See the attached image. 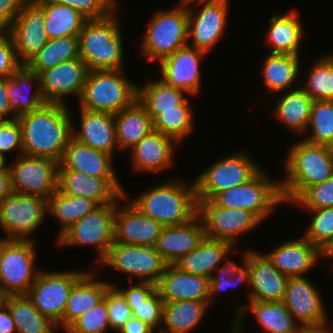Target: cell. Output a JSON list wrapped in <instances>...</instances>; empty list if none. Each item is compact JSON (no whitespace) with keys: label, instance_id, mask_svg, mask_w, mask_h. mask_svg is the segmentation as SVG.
Masks as SVG:
<instances>
[{"label":"cell","instance_id":"obj_1","mask_svg":"<svg viewBox=\"0 0 333 333\" xmlns=\"http://www.w3.org/2000/svg\"><path fill=\"white\" fill-rule=\"evenodd\" d=\"M68 105L46 103L17 117L22 129L23 154L60 162L72 137V116Z\"/></svg>","mask_w":333,"mask_h":333},{"label":"cell","instance_id":"obj_2","mask_svg":"<svg viewBox=\"0 0 333 333\" xmlns=\"http://www.w3.org/2000/svg\"><path fill=\"white\" fill-rule=\"evenodd\" d=\"M284 161L285 178L280 180L285 203H292L307 187L333 176V151L330 146L294 142Z\"/></svg>","mask_w":333,"mask_h":333},{"label":"cell","instance_id":"obj_3","mask_svg":"<svg viewBox=\"0 0 333 333\" xmlns=\"http://www.w3.org/2000/svg\"><path fill=\"white\" fill-rule=\"evenodd\" d=\"M112 12L99 20H87L78 35L79 56L88 73L124 70V51L120 22Z\"/></svg>","mask_w":333,"mask_h":333},{"label":"cell","instance_id":"obj_4","mask_svg":"<svg viewBox=\"0 0 333 333\" xmlns=\"http://www.w3.org/2000/svg\"><path fill=\"white\" fill-rule=\"evenodd\" d=\"M170 179L130 200L145 215L163 226L181 225L197 215L194 182Z\"/></svg>","mask_w":333,"mask_h":333},{"label":"cell","instance_id":"obj_5","mask_svg":"<svg viewBox=\"0 0 333 333\" xmlns=\"http://www.w3.org/2000/svg\"><path fill=\"white\" fill-rule=\"evenodd\" d=\"M123 70L88 73L80 108L116 114L131 106L138 97V85L125 77Z\"/></svg>","mask_w":333,"mask_h":333},{"label":"cell","instance_id":"obj_6","mask_svg":"<svg viewBox=\"0 0 333 333\" xmlns=\"http://www.w3.org/2000/svg\"><path fill=\"white\" fill-rule=\"evenodd\" d=\"M173 9L157 11L144 33L142 54L161 61L188 43V6L180 0Z\"/></svg>","mask_w":333,"mask_h":333},{"label":"cell","instance_id":"obj_7","mask_svg":"<svg viewBox=\"0 0 333 333\" xmlns=\"http://www.w3.org/2000/svg\"><path fill=\"white\" fill-rule=\"evenodd\" d=\"M212 200L222 207L247 210L261 222L274 214L278 204L285 203L280 179H269L263 168L249 181L216 194Z\"/></svg>","mask_w":333,"mask_h":333},{"label":"cell","instance_id":"obj_8","mask_svg":"<svg viewBox=\"0 0 333 333\" xmlns=\"http://www.w3.org/2000/svg\"><path fill=\"white\" fill-rule=\"evenodd\" d=\"M36 244L0 237V283L7 296L26 295L35 282L40 272L34 268Z\"/></svg>","mask_w":333,"mask_h":333},{"label":"cell","instance_id":"obj_9","mask_svg":"<svg viewBox=\"0 0 333 333\" xmlns=\"http://www.w3.org/2000/svg\"><path fill=\"white\" fill-rule=\"evenodd\" d=\"M243 152L225 156L198 174L194 181L196 200H211L216 194L249 181L262 169Z\"/></svg>","mask_w":333,"mask_h":333},{"label":"cell","instance_id":"obj_10","mask_svg":"<svg viewBox=\"0 0 333 333\" xmlns=\"http://www.w3.org/2000/svg\"><path fill=\"white\" fill-rule=\"evenodd\" d=\"M117 203L100 205L75 222L58 239L62 246L92 245L96 249V261L100 263L114 244L115 210Z\"/></svg>","mask_w":333,"mask_h":333},{"label":"cell","instance_id":"obj_11","mask_svg":"<svg viewBox=\"0 0 333 333\" xmlns=\"http://www.w3.org/2000/svg\"><path fill=\"white\" fill-rule=\"evenodd\" d=\"M15 160L7 166L12 192L49 199L57 191L59 162L25 154Z\"/></svg>","mask_w":333,"mask_h":333},{"label":"cell","instance_id":"obj_12","mask_svg":"<svg viewBox=\"0 0 333 333\" xmlns=\"http://www.w3.org/2000/svg\"><path fill=\"white\" fill-rule=\"evenodd\" d=\"M100 264L128 275V282L137 277L140 282L157 284L167 267L155 247L114 243Z\"/></svg>","mask_w":333,"mask_h":333},{"label":"cell","instance_id":"obj_13","mask_svg":"<svg viewBox=\"0 0 333 333\" xmlns=\"http://www.w3.org/2000/svg\"><path fill=\"white\" fill-rule=\"evenodd\" d=\"M47 199L41 196L12 192L0 202V225L4 239L34 240L32 232L44 222Z\"/></svg>","mask_w":333,"mask_h":333},{"label":"cell","instance_id":"obj_14","mask_svg":"<svg viewBox=\"0 0 333 333\" xmlns=\"http://www.w3.org/2000/svg\"><path fill=\"white\" fill-rule=\"evenodd\" d=\"M197 215L204 226L205 237L236 246L239 235L247 233L262 222L244 209L226 208L211 200H197Z\"/></svg>","mask_w":333,"mask_h":333},{"label":"cell","instance_id":"obj_15","mask_svg":"<svg viewBox=\"0 0 333 333\" xmlns=\"http://www.w3.org/2000/svg\"><path fill=\"white\" fill-rule=\"evenodd\" d=\"M86 271H40L26 296L56 325L61 321L73 284Z\"/></svg>","mask_w":333,"mask_h":333},{"label":"cell","instance_id":"obj_16","mask_svg":"<svg viewBox=\"0 0 333 333\" xmlns=\"http://www.w3.org/2000/svg\"><path fill=\"white\" fill-rule=\"evenodd\" d=\"M188 6V43L190 47L197 48L205 53L210 50L224 36L228 12L229 1L210 0H184ZM202 3V8L198 12L192 10L189 4ZM196 13V15H195ZM190 40L192 42L190 43Z\"/></svg>","mask_w":333,"mask_h":333},{"label":"cell","instance_id":"obj_17","mask_svg":"<svg viewBox=\"0 0 333 333\" xmlns=\"http://www.w3.org/2000/svg\"><path fill=\"white\" fill-rule=\"evenodd\" d=\"M45 19L43 8L35 0H29L8 30L17 57L22 64H25L48 42Z\"/></svg>","mask_w":333,"mask_h":333},{"label":"cell","instance_id":"obj_18","mask_svg":"<svg viewBox=\"0 0 333 333\" xmlns=\"http://www.w3.org/2000/svg\"><path fill=\"white\" fill-rule=\"evenodd\" d=\"M319 292L307 277H289L282 301L301 327L328 323L325 303Z\"/></svg>","mask_w":333,"mask_h":333},{"label":"cell","instance_id":"obj_19","mask_svg":"<svg viewBox=\"0 0 333 333\" xmlns=\"http://www.w3.org/2000/svg\"><path fill=\"white\" fill-rule=\"evenodd\" d=\"M119 179H102L70 169H58L57 190L71 196H84L99 205L127 200ZM120 199V200H119Z\"/></svg>","mask_w":333,"mask_h":333},{"label":"cell","instance_id":"obj_20","mask_svg":"<svg viewBox=\"0 0 333 333\" xmlns=\"http://www.w3.org/2000/svg\"><path fill=\"white\" fill-rule=\"evenodd\" d=\"M40 88L47 103L66 105L65 97H81L88 72L81 58L63 62L39 74Z\"/></svg>","mask_w":333,"mask_h":333},{"label":"cell","instance_id":"obj_21","mask_svg":"<svg viewBox=\"0 0 333 333\" xmlns=\"http://www.w3.org/2000/svg\"><path fill=\"white\" fill-rule=\"evenodd\" d=\"M207 53L186 45L160 61L161 80L190 97L201 90L200 63Z\"/></svg>","mask_w":333,"mask_h":333},{"label":"cell","instance_id":"obj_22","mask_svg":"<svg viewBox=\"0 0 333 333\" xmlns=\"http://www.w3.org/2000/svg\"><path fill=\"white\" fill-rule=\"evenodd\" d=\"M266 253L248 249L244 263L250 271L248 301L279 302L285 295L289 277L279 272Z\"/></svg>","mask_w":333,"mask_h":333},{"label":"cell","instance_id":"obj_23","mask_svg":"<svg viewBox=\"0 0 333 333\" xmlns=\"http://www.w3.org/2000/svg\"><path fill=\"white\" fill-rule=\"evenodd\" d=\"M163 228L130 200L116 205L114 243L154 247Z\"/></svg>","mask_w":333,"mask_h":333},{"label":"cell","instance_id":"obj_24","mask_svg":"<svg viewBox=\"0 0 333 333\" xmlns=\"http://www.w3.org/2000/svg\"><path fill=\"white\" fill-rule=\"evenodd\" d=\"M236 312L230 333L243 332V322L249 313L254 315L264 333H299L301 329L283 301H249L239 306Z\"/></svg>","mask_w":333,"mask_h":333},{"label":"cell","instance_id":"obj_25","mask_svg":"<svg viewBox=\"0 0 333 333\" xmlns=\"http://www.w3.org/2000/svg\"><path fill=\"white\" fill-rule=\"evenodd\" d=\"M266 256L282 274L288 277H304L325 254L301 236L282 243Z\"/></svg>","mask_w":333,"mask_h":333},{"label":"cell","instance_id":"obj_26","mask_svg":"<svg viewBox=\"0 0 333 333\" xmlns=\"http://www.w3.org/2000/svg\"><path fill=\"white\" fill-rule=\"evenodd\" d=\"M210 279L181 271L175 265H167L156 289L164 302L196 300L210 302Z\"/></svg>","mask_w":333,"mask_h":333},{"label":"cell","instance_id":"obj_27","mask_svg":"<svg viewBox=\"0 0 333 333\" xmlns=\"http://www.w3.org/2000/svg\"><path fill=\"white\" fill-rule=\"evenodd\" d=\"M177 145L172 137L153 130L129 150L133 169L154 174L172 167Z\"/></svg>","mask_w":333,"mask_h":333},{"label":"cell","instance_id":"obj_28","mask_svg":"<svg viewBox=\"0 0 333 333\" xmlns=\"http://www.w3.org/2000/svg\"><path fill=\"white\" fill-rule=\"evenodd\" d=\"M204 239V226L200 217L196 215L187 223L164 226L154 247L168 265H174Z\"/></svg>","mask_w":333,"mask_h":333},{"label":"cell","instance_id":"obj_29","mask_svg":"<svg viewBox=\"0 0 333 333\" xmlns=\"http://www.w3.org/2000/svg\"><path fill=\"white\" fill-rule=\"evenodd\" d=\"M113 155L93 149L71 137L58 169H70L102 179H118L113 169Z\"/></svg>","mask_w":333,"mask_h":333},{"label":"cell","instance_id":"obj_30","mask_svg":"<svg viewBox=\"0 0 333 333\" xmlns=\"http://www.w3.org/2000/svg\"><path fill=\"white\" fill-rule=\"evenodd\" d=\"M80 128L72 124V137L93 149L111 155L118 149L114 114L80 108Z\"/></svg>","mask_w":333,"mask_h":333},{"label":"cell","instance_id":"obj_31","mask_svg":"<svg viewBox=\"0 0 333 333\" xmlns=\"http://www.w3.org/2000/svg\"><path fill=\"white\" fill-rule=\"evenodd\" d=\"M95 272L86 271L72 286L61 321L56 325L64 331L83 313L104 299L109 282L94 279Z\"/></svg>","mask_w":333,"mask_h":333},{"label":"cell","instance_id":"obj_32","mask_svg":"<svg viewBox=\"0 0 333 333\" xmlns=\"http://www.w3.org/2000/svg\"><path fill=\"white\" fill-rule=\"evenodd\" d=\"M34 84L37 90L31 94L27 87L31 88ZM5 89L14 118L35 111L47 103L41 92L39 75L25 64L12 76L5 78Z\"/></svg>","mask_w":333,"mask_h":333},{"label":"cell","instance_id":"obj_33","mask_svg":"<svg viewBox=\"0 0 333 333\" xmlns=\"http://www.w3.org/2000/svg\"><path fill=\"white\" fill-rule=\"evenodd\" d=\"M234 248L229 242L205 237L195 249L182 256L174 265L183 272L210 279L216 268L227 259L229 253L232 251L238 253Z\"/></svg>","mask_w":333,"mask_h":333},{"label":"cell","instance_id":"obj_34","mask_svg":"<svg viewBox=\"0 0 333 333\" xmlns=\"http://www.w3.org/2000/svg\"><path fill=\"white\" fill-rule=\"evenodd\" d=\"M126 297L132 310V316L141 319L157 332L163 322L164 301L156 289V284L151 282L133 283L127 289L117 287Z\"/></svg>","mask_w":333,"mask_h":333},{"label":"cell","instance_id":"obj_35","mask_svg":"<svg viewBox=\"0 0 333 333\" xmlns=\"http://www.w3.org/2000/svg\"><path fill=\"white\" fill-rule=\"evenodd\" d=\"M268 24L265 41L272 47L270 53L299 55L304 27L297 11L293 9L286 14L272 16Z\"/></svg>","mask_w":333,"mask_h":333},{"label":"cell","instance_id":"obj_36","mask_svg":"<svg viewBox=\"0 0 333 333\" xmlns=\"http://www.w3.org/2000/svg\"><path fill=\"white\" fill-rule=\"evenodd\" d=\"M301 84V82L295 84L298 88L289 90L279 97L273 111L276 119L285 128L291 129L292 133L303 135L310 122L314 100L301 86L299 87Z\"/></svg>","mask_w":333,"mask_h":333},{"label":"cell","instance_id":"obj_37","mask_svg":"<svg viewBox=\"0 0 333 333\" xmlns=\"http://www.w3.org/2000/svg\"><path fill=\"white\" fill-rule=\"evenodd\" d=\"M118 149L133 148L153 128V120L138 99L129 107L114 114Z\"/></svg>","mask_w":333,"mask_h":333},{"label":"cell","instance_id":"obj_38","mask_svg":"<svg viewBox=\"0 0 333 333\" xmlns=\"http://www.w3.org/2000/svg\"><path fill=\"white\" fill-rule=\"evenodd\" d=\"M210 302L185 300L165 302L164 327L158 333H190L195 329L209 308Z\"/></svg>","mask_w":333,"mask_h":333},{"label":"cell","instance_id":"obj_39","mask_svg":"<svg viewBox=\"0 0 333 333\" xmlns=\"http://www.w3.org/2000/svg\"><path fill=\"white\" fill-rule=\"evenodd\" d=\"M146 80L144 86L138 85L137 99L152 120L161 114V111L178 110V105H182L189 96L185 91L174 88L161 79Z\"/></svg>","mask_w":333,"mask_h":333},{"label":"cell","instance_id":"obj_40","mask_svg":"<svg viewBox=\"0 0 333 333\" xmlns=\"http://www.w3.org/2000/svg\"><path fill=\"white\" fill-rule=\"evenodd\" d=\"M264 59L263 83L269 93L284 91L294 86L300 73L299 55L270 53Z\"/></svg>","mask_w":333,"mask_h":333},{"label":"cell","instance_id":"obj_41","mask_svg":"<svg viewBox=\"0 0 333 333\" xmlns=\"http://www.w3.org/2000/svg\"><path fill=\"white\" fill-rule=\"evenodd\" d=\"M45 12V31L49 39L78 37L87 21L77 10L50 0H35Z\"/></svg>","mask_w":333,"mask_h":333},{"label":"cell","instance_id":"obj_42","mask_svg":"<svg viewBox=\"0 0 333 333\" xmlns=\"http://www.w3.org/2000/svg\"><path fill=\"white\" fill-rule=\"evenodd\" d=\"M100 205L93 199L84 196L66 195L58 190L47 199V214L56 218L61 226L57 239L75 222Z\"/></svg>","mask_w":333,"mask_h":333},{"label":"cell","instance_id":"obj_43","mask_svg":"<svg viewBox=\"0 0 333 333\" xmlns=\"http://www.w3.org/2000/svg\"><path fill=\"white\" fill-rule=\"evenodd\" d=\"M4 303L11 312L17 333H56V324L42 315L26 295L7 296Z\"/></svg>","mask_w":333,"mask_h":333},{"label":"cell","instance_id":"obj_44","mask_svg":"<svg viewBox=\"0 0 333 333\" xmlns=\"http://www.w3.org/2000/svg\"><path fill=\"white\" fill-rule=\"evenodd\" d=\"M79 56V38L66 36L62 38L49 39L46 45L25 65L37 74L53 68L63 62L70 61Z\"/></svg>","mask_w":333,"mask_h":333},{"label":"cell","instance_id":"obj_45","mask_svg":"<svg viewBox=\"0 0 333 333\" xmlns=\"http://www.w3.org/2000/svg\"><path fill=\"white\" fill-rule=\"evenodd\" d=\"M194 110L187 99L178 110L161 111L154 120L155 131L168 135L179 144L194 130Z\"/></svg>","mask_w":333,"mask_h":333},{"label":"cell","instance_id":"obj_46","mask_svg":"<svg viewBox=\"0 0 333 333\" xmlns=\"http://www.w3.org/2000/svg\"><path fill=\"white\" fill-rule=\"evenodd\" d=\"M306 87H302L314 101H333V54L321 56L307 71Z\"/></svg>","mask_w":333,"mask_h":333},{"label":"cell","instance_id":"obj_47","mask_svg":"<svg viewBox=\"0 0 333 333\" xmlns=\"http://www.w3.org/2000/svg\"><path fill=\"white\" fill-rule=\"evenodd\" d=\"M309 129H312V133L311 136L304 139L305 141L331 147L333 144V101L313 102L307 131Z\"/></svg>","mask_w":333,"mask_h":333},{"label":"cell","instance_id":"obj_48","mask_svg":"<svg viewBox=\"0 0 333 333\" xmlns=\"http://www.w3.org/2000/svg\"><path fill=\"white\" fill-rule=\"evenodd\" d=\"M247 250L243 253L242 257V266L237 265L236 262L231 261L227 258L224 260V265L221 267L218 266L215 272L218 271V274H213L210 278V305L212 304V299L220 292L226 290L227 288H232L235 285H241L242 282H246L249 285L250 280V271L248 266L244 263L246 258ZM214 297V298H213Z\"/></svg>","mask_w":333,"mask_h":333},{"label":"cell","instance_id":"obj_49","mask_svg":"<svg viewBox=\"0 0 333 333\" xmlns=\"http://www.w3.org/2000/svg\"><path fill=\"white\" fill-rule=\"evenodd\" d=\"M306 210L313 218L303 237L325 254L333 245V207Z\"/></svg>","mask_w":333,"mask_h":333},{"label":"cell","instance_id":"obj_50","mask_svg":"<svg viewBox=\"0 0 333 333\" xmlns=\"http://www.w3.org/2000/svg\"><path fill=\"white\" fill-rule=\"evenodd\" d=\"M108 329L111 330V326L104 298L95 307L83 313L65 331L66 333H107Z\"/></svg>","mask_w":333,"mask_h":333},{"label":"cell","instance_id":"obj_51","mask_svg":"<svg viewBox=\"0 0 333 333\" xmlns=\"http://www.w3.org/2000/svg\"><path fill=\"white\" fill-rule=\"evenodd\" d=\"M295 204L301 209L333 207V176L322 183L307 187L292 202V205Z\"/></svg>","mask_w":333,"mask_h":333},{"label":"cell","instance_id":"obj_52","mask_svg":"<svg viewBox=\"0 0 333 333\" xmlns=\"http://www.w3.org/2000/svg\"><path fill=\"white\" fill-rule=\"evenodd\" d=\"M104 298L107 303L111 329L119 332L123 325L132 317V310L127 303L126 297L115 284L108 288Z\"/></svg>","mask_w":333,"mask_h":333},{"label":"cell","instance_id":"obj_53","mask_svg":"<svg viewBox=\"0 0 333 333\" xmlns=\"http://www.w3.org/2000/svg\"><path fill=\"white\" fill-rule=\"evenodd\" d=\"M77 10L87 20L108 17L118 6L114 0H50Z\"/></svg>","mask_w":333,"mask_h":333},{"label":"cell","instance_id":"obj_54","mask_svg":"<svg viewBox=\"0 0 333 333\" xmlns=\"http://www.w3.org/2000/svg\"><path fill=\"white\" fill-rule=\"evenodd\" d=\"M23 154L22 129L17 118L0 120V152L5 156L11 151Z\"/></svg>","mask_w":333,"mask_h":333},{"label":"cell","instance_id":"obj_55","mask_svg":"<svg viewBox=\"0 0 333 333\" xmlns=\"http://www.w3.org/2000/svg\"><path fill=\"white\" fill-rule=\"evenodd\" d=\"M22 65L9 31L0 30V78L12 76Z\"/></svg>","mask_w":333,"mask_h":333},{"label":"cell","instance_id":"obj_56","mask_svg":"<svg viewBox=\"0 0 333 333\" xmlns=\"http://www.w3.org/2000/svg\"><path fill=\"white\" fill-rule=\"evenodd\" d=\"M29 0H0V30H9Z\"/></svg>","mask_w":333,"mask_h":333},{"label":"cell","instance_id":"obj_57","mask_svg":"<svg viewBox=\"0 0 333 333\" xmlns=\"http://www.w3.org/2000/svg\"><path fill=\"white\" fill-rule=\"evenodd\" d=\"M155 330L141 319L131 317L118 333H154Z\"/></svg>","mask_w":333,"mask_h":333},{"label":"cell","instance_id":"obj_58","mask_svg":"<svg viewBox=\"0 0 333 333\" xmlns=\"http://www.w3.org/2000/svg\"><path fill=\"white\" fill-rule=\"evenodd\" d=\"M0 333H17L11 312L5 303L0 304Z\"/></svg>","mask_w":333,"mask_h":333},{"label":"cell","instance_id":"obj_59","mask_svg":"<svg viewBox=\"0 0 333 333\" xmlns=\"http://www.w3.org/2000/svg\"><path fill=\"white\" fill-rule=\"evenodd\" d=\"M14 113L10 110L9 99L5 89V78H0V120H10Z\"/></svg>","mask_w":333,"mask_h":333},{"label":"cell","instance_id":"obj_60","mask_svg":"<svg viewBox=\"0 0 333 333\" xmlns=\"http://www.w3.org/2000/svg\"><path fill=\"white\" fill-rule=\"evenodd\" d=\"M12 193L8 168H0V202Z\"/></svg>","mask_w":333,"mask_h":333},{"label":"cell","instance_id":"obj_61","mask_svg":"<svg viewBox=\"0 0 333 333\" xmlns=\"http://www.w3.org/2000/svg\"><path fill=\"white\" fill-rule=\"evenodd\" d=\"M328 323L322 326H309L301 327L299 333H332L333 331L329 330Z\"/></svg>","mask_w":333,"mask_h":333},{"label":"cell","instance_id":"obj_62","mask_svg":"<svg viewBox=\"0 0 333 333\" xmlns=\"http://www.w3.org/2000/svg\"><path fill=\"white\" fill-rule=\"evenodd\" d=\"M6 156H4L1 152H0V168H8L6 165L7 162H6ZM6 163V164H5Z\"/></svg>","mask_w":333,"mask_h":333},{"label":"cell","instance_id":"obj_63","mask_svg":"<svg viewBox=\"0 0 333 333\" xmlns=\"http://www.w3.org/2000/svg\"><path fill=\"white\" fill-rule=\"evenodd\" d=\"M326 258H329V260H333V245L330 247V249L325 253Z\"/></svg>","mask_w":333,"mask_h":333},{"label":"cell","instance_id":"obj_64","mask_svg":"<svg viewBox=\"0 0 333 333\" xmlns=\"http://www.w3.org/2000/svg\"><path fill=\"white\" fill-rule=\"evenodd\" d=\"M7 295L3 292L1 283H0V304L4 303Z\"/></svg>","mask_w":333,"mask_h":333},{"label":"cell","instance_id":"obj_65","mask_svg":"<svg viewBox=\"0 0 333 333\" xmlns=\"http://www.w3.org/2000/svg\"><path fill=\"white\" fill-rule=\"evenodd\" d=\"M197 1V0H195ZM200 1H203V0H200ZM210 1H229V0H210Z\"/></svg>","mask_w":333,"mask_h":333}]
</instances>
